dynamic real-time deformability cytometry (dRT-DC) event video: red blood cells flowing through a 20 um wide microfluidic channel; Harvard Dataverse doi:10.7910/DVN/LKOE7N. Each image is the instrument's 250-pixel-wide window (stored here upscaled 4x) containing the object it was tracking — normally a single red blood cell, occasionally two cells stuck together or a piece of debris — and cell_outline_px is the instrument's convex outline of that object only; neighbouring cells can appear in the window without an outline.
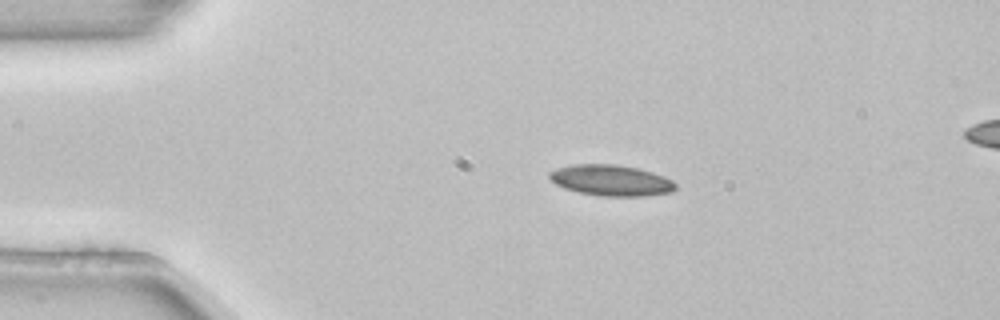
{"species": "common noctule bat (a hibernating species)", "species_latin": "Nyctalus noctula", "temperature_condition": "room temperature", "stored_images_in_passage": 3, "segment_of_instrument_passage": [1, 2], "camera_frame_rate_fps": 3000, "um_per_image_px": 0.085, "animal": {"sex": "female", "body_mass_g": 22.7, "forearm_length_mm": 54.2}, "frame": {"image": 1, "passage_image": 1, "time_ms": 0.0, "image_size_px": [1000, 320], "cell_outline_px": [[676, 188], [672, 192], [648, 196], [600, 196], [580, 192], [564, 188], [556, 184], [548, 176], [548, 172], [556, 168], [572, 164], [616, 164], [636, 168], [652, 172], [664, 176], [672, 180], [676, 184]], "centroid_in_image_um": [51.94, 15.33], "position_along_channel_um": 33.1, "area_um2": 22.83}}